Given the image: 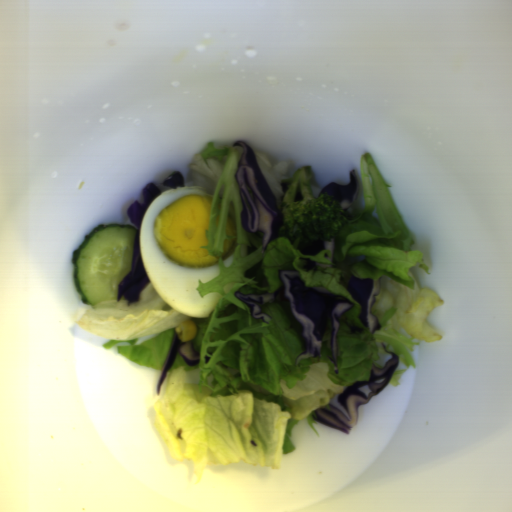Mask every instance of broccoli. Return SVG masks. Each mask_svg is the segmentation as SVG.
<instances>
[{"mask_svg":"<svg viewBox=\"0 0 512 512\" xmlns=\"http://www.w3.org/2000/svg\"><path fill=\"white\" fill-rule=\"evenodd\" d=\"M312 177L311 166L298 167L281 202V236L300 239L306 245L316 240L332 241L351 217L332 196H314Z\"/></svg>","mask_w":512,"mask_h":512,"instance_id":"1706d50b","label":"broccoli"}]
</instances>
